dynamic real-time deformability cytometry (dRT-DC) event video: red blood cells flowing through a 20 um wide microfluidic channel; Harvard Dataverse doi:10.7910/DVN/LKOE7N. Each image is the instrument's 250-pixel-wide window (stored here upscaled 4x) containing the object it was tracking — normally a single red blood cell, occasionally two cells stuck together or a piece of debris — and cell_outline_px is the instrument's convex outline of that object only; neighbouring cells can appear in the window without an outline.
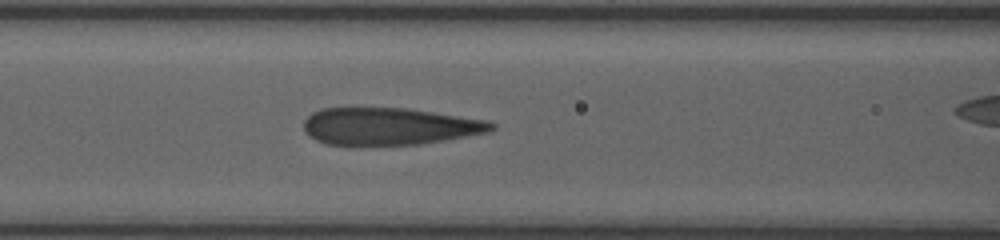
{"species": "human", "species_latin": "Homo sapiens", "temperature_condition": "room temperature", "stored_images_in_passage": 34, "camera_frame_rate_fps": 3000, "um_per_image_px": 0.085, "donor": {"sex": "female"}, "frame": {"image": 1, "passage_image": 33, "time_ms": 7.333, "image_size_px": [1000, 240], "cell_outline_px": [[496, 128], [492, 132], [420, 144], [348, 148], [328, 144], [316, 140], [308, 136], [304, 132], [304, 120], [312, 112], [320, 108], [408, 108], [488, 120], [496, 124]], "centroid_in_image_um": [33.07, 10.77], "position_along_channel_um": 133.5, "area_um2": 42.08}}